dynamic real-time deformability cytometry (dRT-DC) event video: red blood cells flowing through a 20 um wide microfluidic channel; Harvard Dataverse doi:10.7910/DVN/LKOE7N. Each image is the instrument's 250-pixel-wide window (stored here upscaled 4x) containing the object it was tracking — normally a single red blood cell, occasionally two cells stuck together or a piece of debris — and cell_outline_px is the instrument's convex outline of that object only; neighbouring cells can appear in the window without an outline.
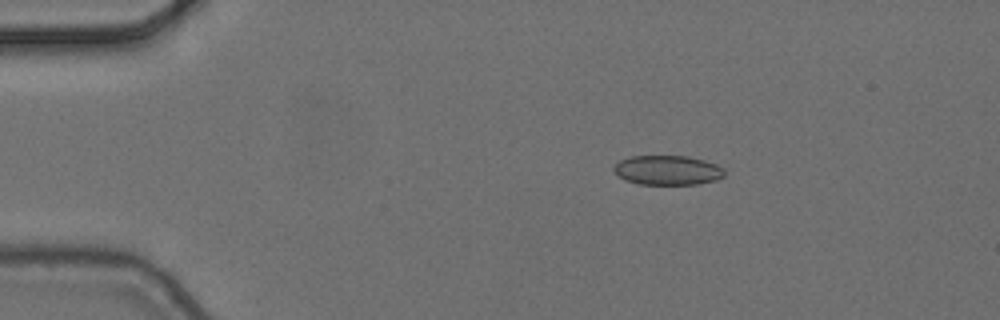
{"species": "common noctule bat (a hibernating species)", "species_latin": "Nyctalus noctula", "temperature_condition": "cold", "stored_images_in_passage": 4, "camera_frame_rate_fps": 3000, "um_per_image_px": 0.085, "animal": {"sex": "female", "body_mass_g": 24.6, "forearm_length_mm": 56.2}, "frame": {"image": 1, "passage_image": 2, "time_ms": 0.333, "image_size_px": [1000, 320], "cell_outline_px": [[724, 176], [716, 180], [696, 184], [640, 184], [624, 180], [612, 168], [620, 160], [632, 156], [688, 156], [704, 160], [716, 164], [724, 168]], "centroid_in_image_um": [56.76, 14.46], "position_along_channel_um": 28.2, "area_um2": 18.96}}